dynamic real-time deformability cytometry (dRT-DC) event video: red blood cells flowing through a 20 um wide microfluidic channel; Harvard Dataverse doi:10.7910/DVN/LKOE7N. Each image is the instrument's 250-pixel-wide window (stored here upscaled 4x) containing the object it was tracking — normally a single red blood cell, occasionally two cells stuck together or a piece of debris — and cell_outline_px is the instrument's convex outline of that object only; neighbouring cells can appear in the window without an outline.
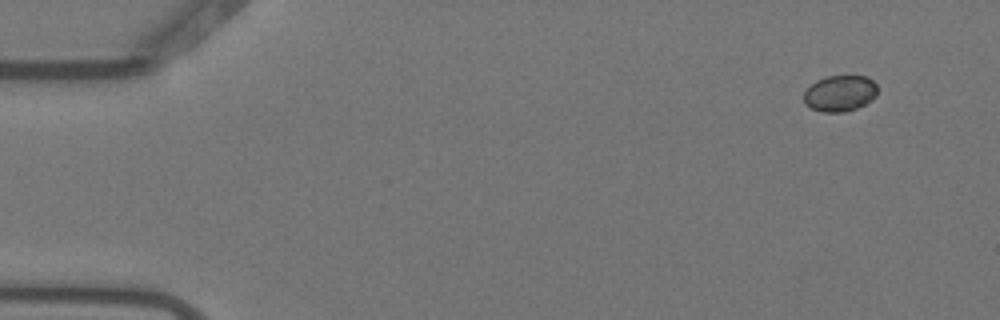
{"species": "Egyptian fruit bat (a non-hibernating species)", "species_latin": "Rousettus aegyptiacus", "temperature_condition": "warm", "stored_images_in_passage": 7, "camera_frame_rate_fps": 3000, "um_per_image_px": 0.085, "animal": {"sex": "female"}, "frame": {"image": 1, "passage_image": 1, "time_ms": 0.0, "image_size_px": [1000, 320], "cell_outline_px": [[876, 96], [872, 100], [856, 108], [844, 112], [820, 112], [804, 104], [804, 92], [816, 80], [828, 76], [868, 76], [876, 84]], "centroid_in_image_um": [71.39, 7.94], "position_along_channel_um": 13.6, "area_um2": 15.49}}
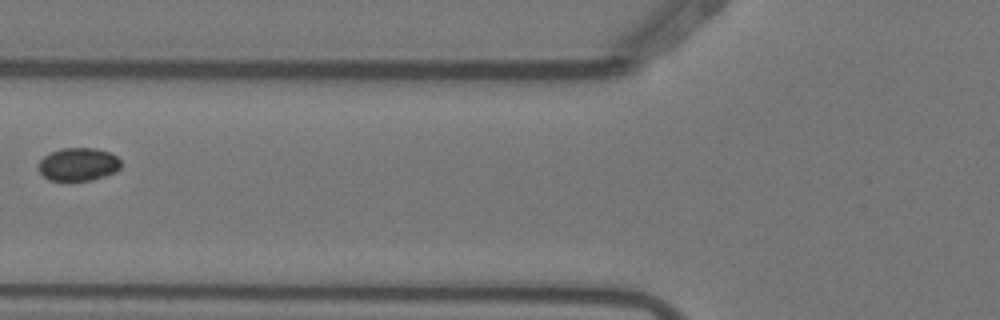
{"frame": {"image": 2, "passage_image": 6, "time_ms": 1.667, "image_size_px": [1000, 320], "cell_outline_px": [[120, 168], [116, 172], [92, 180], [48, 180], [36, 168], [40, 160], [44, 156], [60, 148], [96, 148], [108, 152], [116, 156], [120, 160]], "centroid_in_image_um": [6.64, 13.96], "position_along_channel_um": 119.2, "area_um2": 15.9}}
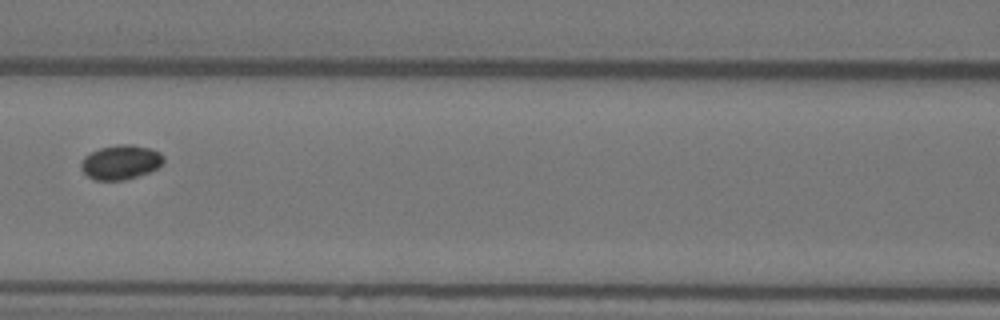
{"frame": {"image": 3, "passage_image": 7, "time_ms": 2.0, "image_size_px": [1000, 320], "cell_outline_px": [[164, 160], [156, 168], [148, 172], [124, 180], [96, 180], [88, 176], [80, 168], [80, 164], [84, 156], [100, 148], [116, 144], [132, 144], [152, 148], [160, 152], [164, 156]], "centroid_in_image_um": [10.25, 13.77], "position_along_channel_um": 156.3, "area_um2": 16.53}}